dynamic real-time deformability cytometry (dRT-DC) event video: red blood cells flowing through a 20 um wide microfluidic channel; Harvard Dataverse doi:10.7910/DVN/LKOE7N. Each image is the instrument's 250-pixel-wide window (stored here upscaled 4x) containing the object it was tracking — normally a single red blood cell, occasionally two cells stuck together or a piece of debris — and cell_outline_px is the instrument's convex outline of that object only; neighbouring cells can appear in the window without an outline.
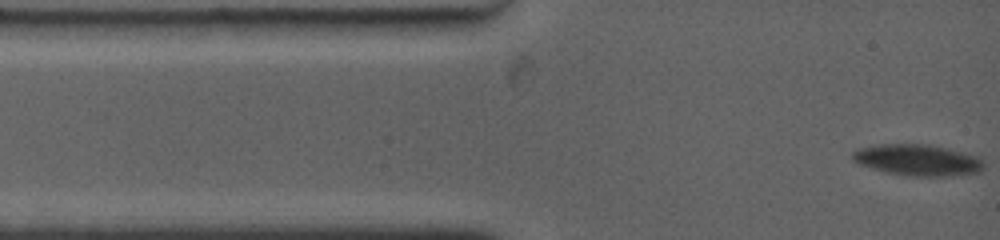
{"species": "common noctule bat (a hibernating species)", "species_latin": "Nyctalus noctula", "temperature_condition": "warm", "stored_images_in_passage": 38, "camera_frame_rate_fps": 4500, "um_per_image_px": 0.085, "animal": {"sex": "female", "body_mass_g": 19.0, "forearm_length_mm": 53.3}, "frame": {"image": 1, "passage_image": 1, "time_ms": 0.0, "image_size_px": [1000, 240], "cell_outline_px": [[984, 164], [980, 172], [960, 176], [904, 176], [884, 172], [860, 164], [852, 160], [852, 152], [860, 148], [880, 144], [928, 144], [976, 156]], "centroid_in_image_um": [77.98, 13.62], "position_along_channel_um": 7.0, "area_um2": 23.87}}
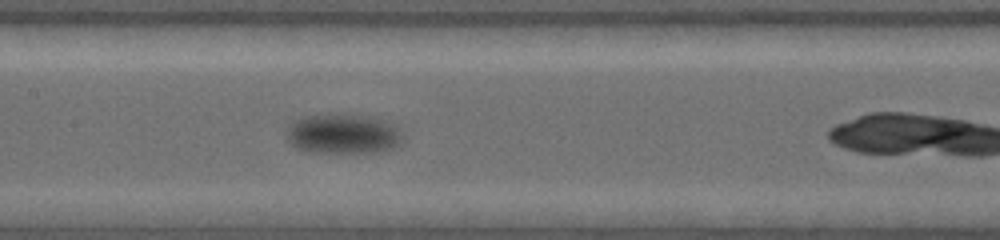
{"frame": {"image": 2, "passage_image": 16, "time_ms": 6.444, "image_size_px": [1000, 240], "cell_outline_px": [[400, 140], [392, 148], [380, 152], [312, 152], [296, 148], [284, 136], [284, 128], [296, 120], [308, 116], [352, 116], [376, 120], [392, 128], [400, 136]], "centroid_in_image_um": [28.96, 11.44], "position_along_channel_um": 178.4, "area_um2": 25.37}}
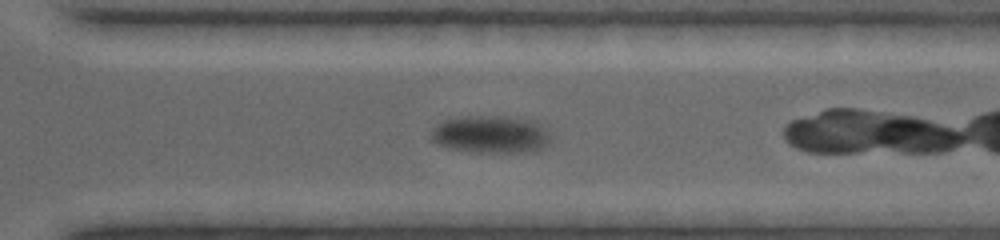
{"frame": {"image": 3, "passage_image": 28, "time_ms": 10.889, "image_size_px": [1000, 240], "cell_outline_px": [[548, 140], [540, 148], [524, 152], [480, 152], [448, 148], [436, 144], [432, 140], [432, 132], [440, 124], [448, 120], [480, 116], [532, 120], [548, 136]], "centroid_in_image_um": [41.64, 11.46], "position_along_channel_um": 329.0, "area_um2": 24.57}, "authors_computed_cell_mechanics": {"area_um2": 24.4494, "velocity_mm_per_s": 3.3944, "shape_relaxation_time_tau1_ms": 6.0717, "shape_relaxation_time_tau2_ms": null, "deformation_change_tau1": 0.1442, "deformation_change_tau2": null}}